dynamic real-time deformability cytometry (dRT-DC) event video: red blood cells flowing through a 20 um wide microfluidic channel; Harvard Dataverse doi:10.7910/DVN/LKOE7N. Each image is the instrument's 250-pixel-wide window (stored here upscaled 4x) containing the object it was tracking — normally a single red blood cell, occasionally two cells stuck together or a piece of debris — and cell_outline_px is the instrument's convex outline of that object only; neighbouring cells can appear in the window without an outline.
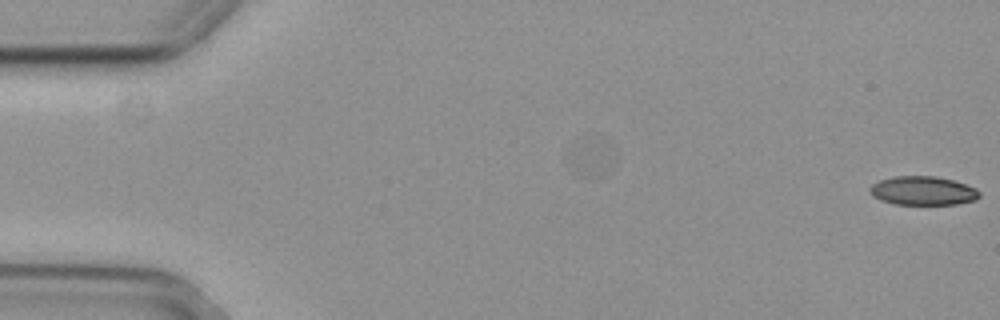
{"species": "common noctule bat (a hibernating species)", "species_latin": "Nyctalus noctula", "temperature_condition": "cold", "stored_images_in_passage": 56, "camera_frame_rate_fps": 3000, "um_per_image_px": 0.085, "animal": {"sex": "female", "body_mass_g": 29.2, "forearm_length_mm": 56.3}, "frame": {"image": 1, "passage_image": 1, "time_ms": 0.0, "image_size_px": [1000, 320], "cell_outline_px": [[980, 196], [976, 200], [956, 204], [896, 204], [880, 200], [872, 196], [868, 188], [872, 184], [880, 180], [896, 176], [936, 176], [952, 180], [976, 188], [980, 192]], "centroid_in_image_um": [78.44, 16.21], "position_along_channel_um": 6.6, "area_um2": 18.38}}
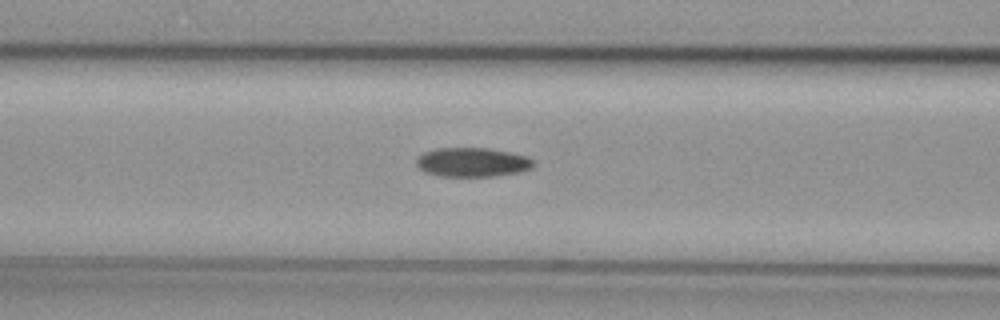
{"frame": {"image": 2, "passage_image": 23, "time_ms": 7.333, "image_size_px": [1000, 320], "cell_outline_px": [[532, 168], [520, 172], [496, 176], [440, 176], [424, 172], [416, 164], [416, 160], [424, 152], [436, 148], [488, 148], [508, 152], [524, 156], [532, 160]], "centroid_in_image_um": [40.11, 13.79], "position_along_channel_um": 126.5, "area_um2": 19.71}}
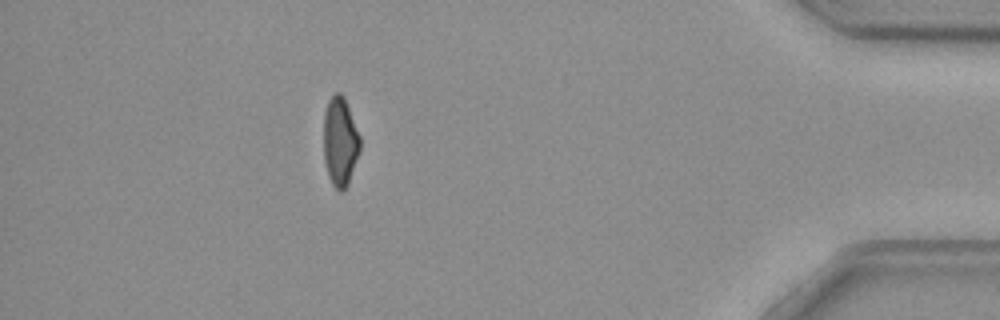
{"frame": {"image": 3, "passage_image": 50, "time_ms": 16.333, "image_size_px": [1000, 320], "cell_outline_px": [[360, 148], [348, 184], [344, 192], [340, 192], [332, 184], [328, 176], [324, 160], [324, 112], [328, 100], [336, 92], [340, 92], [344, 96], [360, 136]], "centroid_in_image_um": [28.9, 12.04], "position_along_channel_um": 406.3, "area_um2": 18.9}}